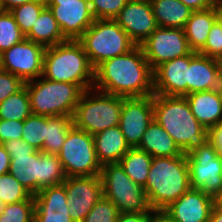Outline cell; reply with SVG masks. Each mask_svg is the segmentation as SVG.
Wrapping results in <instances>:
<instances>
[{"mask_svg": "<svg viewBox=\"0 0 222 222\" xmlns=\"http://www.w3.org/2000/svg\"><path fill=\"white\" fill-rule=\"evenodd\" d=\"M93 88L124 98L154 94L153 70L142 48L103 61L94 69Z\"/></svg>", "mask_w": 222, "mask_h": 222, "instance_id": "cell-1", "label": "cell"}, {"mask_svg": "<svg viewBox=\"0 0 222 222\" xmlns=\"http://www.w3.org/2000/svg\"><path fill=\"white\" fill-rule=\"evenodd\" d=\"M153 119L172 137L184 155L209 140V130L191 113L185 96L153 94Z\"/></svg>", "mask_w": 222, "mask_h": 222, "instance_id": "cell-2", "label": "cell"}, {"mask_svg": "<svg viewBox=\"0 0 222 222\" xmlns=\"http://www.w3.org/2000/svg\"><path fill=\"white\" fill-rule=\"evenodd\" d=\"M190 188L186 155L153 157L144 186L152 210H164Z\"/></svg>", "mask_w": 222, "mask_h": 222, "instance_id": "cell-3", "label": "cell"}, {"mask_svg": "<svg viewBox=\"0 0 222 222\" xmlns=\"http://www.w3.org/2000/svg\"><path fill=\"white\" fill-rule=\"evenodd\" d=\"M42 76L51 81L79 85L84 91L94 85V68L78 40L47 47Z\"/></svg>", "mask_w": 222, "mask_h": 222, "instance_id": "cell-4", "label": "cell"}, {"mask_svg": "<svg viewBox=\"0 0 222 222\" xmlns=\"http://www.w3.org/2000/svg\"><path fill=\"white\" fill-rule=\"evenodd\" d=\"M24 85L28 91L32 114L47 117H73L75 108L84 93L79 85L51 81L43 76L28 81Z\"/></svg>", "mask_w": 222, "mask_h": 222, "instance_id": "cell-5", "label": "cell"}, {"mask_svg": "<svg viewBox=\"0 0 222 222\" xmlns=\"http://www.w3.org/2000/svg\"><path fill=\"white\" fill-rule=\"evenodd\" d=\"M9 171L32 195L41 189L63 184L66 180L62 164L56 154L36 151L32 155H10Z\"/></svg>", "mask_w": 222, "mask_h": 222, "instance_id": "cell-6", "label": "cell"}, {"mask_svg": "<svg viewBox=\"0 0 222 222\" xmlns=\"http://www.w3.org/2000/svg\"><path fill=\"white\" fill-rule=\"evenodd\" d=\"M121 108L122 97L95 88L88 89L81 95L75 108L73 125L90 135H95L119 125Z\"/></svg>", "mask_w": 222, "mask_h": 222, "instance_id": "cell-7", "label": "cell"}, {"mask_svg": "<svg viewBox=\"0 0 222 222\" xmlns=\"http://www.w3.org/2000/svg\"><path fill=\"white\" fill-rule=\"evenodd\" d=\"M78 41L94 69L103 61L125 54L136 46L112 19H95Z\"/></svg>", "mask_w": 222, "mask_h": 222, "instance_id": "cell-8", "label": "cell"}, {"mask_svg": "<svg viewBox=\"0 0 222 222\" xmlns=\"http://www.w3.org/2000/svg\"><path fill=\"white\" fill-rule=\"evenodd\" d=\"M99 176L103 196L109 199L120 213H148L151 210L144 187L134 183L119 163L102 165Z\"/></svg>", "mask_w": 222, "mask_h": 222, "instance_id": "cell-9", "label": "cell"}, {"mask_svg": "<svg viewBox=\"0 0 222 222\" xmlns=\"http://www.w3.org/2000/svg\"><path fill=\"white\" fill-rule=\"evenodd\" d=\"M66 177L99 176L98 162L93 135L74 125L67 133L60 152L57 154Z\"/></svg>", "mask_w": 222, "mask_h": 222, "instance_id": "cell-10", "label": "cell"}, {"mask_svg": "<svg viewBox=\"0 0 222 222\" xmlns=\"http://www.w3.org/2000/svg\"><path fill=\"white\" fill-rule=\"evenodd\" d=\"M190 186L212 198L222 190V159L208 140L186 155Z\"/></svg>", "mask_w": 222, "mask_h": 222, "instance_id": "cell-11", "label": "cell"}, {"mask_svg": "<svg viewBox=\"0 0 222 222\" xmlns=\"http://www.w3.org/2000/svg\"><path fill=\"white\" fill-rule=\"evenodd\" d=\"M45 51L43 45L25 38L1 53L0 68L24 83L35 80L43 74Z\"/></svg>", "mask_w": 222, "mask_h": 222, "instance_id": "cell-12", "label": "cell"}, {"mask_svg": "<svg viewBox=\"0 0 222 222\" xmlns=\"http://www.w3.org/2000/svg\"><path fill=\"white\" fill-rule=\"evenodd\" d=\"M139 46L152 70L166 61L186 56L193 51L181 28L158 27Z\"/></svg>", "mask_w": 222, "mask_h": 222, "instance_id": "cell-13", "label": "cell"}, {"mask_svg": "<svg viewBox=\"0 0 222 222\" xmlns=\"http://www.w3.org/2000/svg\"><path fill=\"white\" fill-rule=\"evenodd\" d=\"M153 120V95L122 97L119 126L130 148H137Z\"/></svg>", "mask_w": 222, "mask_h": 222, "instance_id": "cell-14", "label": "cell"}, {"mask_svg": "<svg viewBox=\"0 0 222 222\" xmlns=\"http://www.w3.org/2000/svg\"><path fill=\"white\" fill-rule=\"evenodd\" d=\"M63 185L70 217L74 222H82L103 196L100 176L66 177Z\"/></svg>", "mask_w": 222, "mask_h": 222, "instance_id": "cell-15", "label": "cell"}, {"mask_svg": "<svg viewBox=\"0 0 222 222\" xmlns=\"http://www.w3.org/2000/svg\"><path fill=\"white\" fill-rule=\"evenodd\" d=\"M114 20L136 45L158 28L150 0H129Z\"/></svg>", "mask_w": 222, "mask_h": 222, "instance_id": "cell-16", "label": "cell"}, {"mask_svg": "<svg viewBox=\"0 0 222 222\" xmlns=\"http://www.w3.org/2000/svg\"><path fill=\"white\" fill-rule=\"evenodd\" d=\"M46 6L52 11L63 36L67 40H78L95 20L89 0L46 2Z\"/></svg>", "mask_w": 222, "mask_h": 222, "instance_id": "cell-17", "label": "cell"}, {"mask_svg": "<svg viewBox=\"0 0 222 222\" xmlns=\"http://www.w3.org/2000/svg\"><path fill=\"white\" fill-rule=\"evenodd\" d=\"M190 54L166 61L153 70L154 94L164 96H186L188 67L190 61L197 55Z\"/></svg>", "mask_w": 222, "mask_h": 222, "instance_id": "cell-18", "label": "cell"}, {"mask_svg": "<svg viewBox=\"0 0 222 222\" xmlns=\"http://www.w3.org/2000/svg\"><path fill=\"white\" fill-rule=\"evenodd\" d=\"M212 208L211 196L190 188L164 211L177 222H208Z\"/></svg>", "mask_w": 222, "mask_h": 222, "instance_id": "cell-19", "label": "cell"}, {"mask_svg": "<svg viewBox=\"0 0 222 222\" xmlns=\"http://www.w3.org/2000/svg\"><path fill=\"white\" fill-rule=\"evenodd\" d=\"M35 198L34 222H74L63 184L41 189Z\"/></svg>", "mask_w": 222, "mask_h": 222, "instance_id": "cell-20", "label": "cell"}, {"mask_svg": "<svg viewBox=\"0 0 222 222\" xmlns=\"http://www.w3.org/2000/svg\"><path fill=\"white\" fill-rule=\"evenodd\" d=\"M221 81L218 61L197 54L188 67L187 95L218 89Z\"/></svg>", "mask_w": 222, "mask_h": 222, "instance_id": "cell-21", "label": "cell"}, {"mask_svg": "<svg viewBox=\"0 0 222 222\" xmlns=\"http://www.w3.org/2000/svg\"><path fill=\"white\" fill-rule=\"evenodd\" d=\"M191 113L206 129L222 123V101L217 89L194 92L185 96Z\"/></svg>", "mask_w": 222, "mask_h": 222, "instance_id": "cell-22", "label": "cell"}, {"mask_svg": "<svg viewBox=\"0 0 222 222\" xmlns=\"http://www.w3.org/2000/svg\"><path fill=\"white\" fill-rule=\"evenodd\" d=\"M93 138L96 157L101 166L119 163L130 149L119 125L96 133Z\"/></svg>", "mask_w": 222, "mask_h": 222, "instance_id": "cell-23", "label": "cell"}, {"mask_svg": "<svg viewBox=\"0 0 222 222\" xmlns=\"http://www.w3.org/2000/svg\"><path fill=\"white\" fill-rule=\"evenodd\" d=\"M137 148L152 157H178L183 154L172 137L154 119L148 125Z\"/></svg>", "mask_w": 222, "mask_h": 222, "instance_id": "cell-24", "label": "cell"}, {"mask_svg": "<svg viewBox=\"0 0 222 222\" xmlns=\"http://www.w3.org/2000/svg\"><path fill=\"white\" fill-rule=\"evenodd\" d=\"M158 27L184 29L192 10L180 0H150Z\"/></svg>", "mask_w": 222, "mask_h": 222, "instance_id": "cell-25", "label": "cell"}, {"mask_svg": "<svg viewBox=\"0 0 222 222\" xmlns=\"http://www.w3.org/2000/svg\"><path fill=\"white\" fill-rule=\"evenodd\" d=\"M216 21V5L199 11H192L185 24L184 32L189 47L198 52L206 43L211 27Z\"/></svg>", "mask_w": 222, "mask_h": 222, "instance_id": "cell-26", "label": "cell"}, {"mask_svg": "<svg viewBox=\"0 0 222 222\" xmlns=\"http://www.w3.org/2000/svg\"><path fill=\"white\" fill-rule=\"evenodd\" d=\"M26 39L43 45L45 48L67 41L54 18L52 11L46 6L40 13Z\"/></svg>", "mask_w": 222, "mask_h": 222, "instance_id": "cell-27", "label": "cell"}, {"mask_svg": "<svg viewBox=\"0 0 222 222\" xmlns=\"http://www.w3.org/2000/svg\"><path fill=\"white\" fill-rule=\"evenodd\" d=\"M153 157L138 148H130L119 164L136 184L146 185Z\"/></svg>", "mask_w": 222, "mask_h": 222, "instance_id": "cell-28", "label": "cell"}, {"mask_svg": "<svg viewBox=\"0 0 222 222\" xmlns=\"http://www.w3.org/2000/svg\"><path fill=\"white\" fill-rule=\"evenodd\" d=\"M73 126V118L68 116H46V137L42 152L58 154L67 137V133Z\"/></svg>", "mask_w": 222, "mask_h": 222, "instance_id": "cell-29", "label": "cell"}, {"mask_svg": "<svg viewBox=\"0 0 222 222\" xmlns=\"http://www.w3.org/2000/svg\"><path fill=\"white\" fill-rule=\"evenodd\" d=\"M31 114V105L25 85L0 103L1 120L24 121Z\"/></svg>", "mask_w": 222, "mask_h": 222, "instance_id": "cell-30", "label": "cell"}, {"mask_svg": "<svg viewBox=\"0 0 222 222\" xmlns=\"http://www.w3.org/2000/svg\"><path fill=\"white\" fill-rule=\"evenodd\" d=\"M25 39L10 11H0V53Z\"/></svg>", "mask_w": 222, "mask_h": 222, "instance_id": "cell-31", "label": "cell"}, {"mask_svg": "<svg viewBox=\"0 0 222 222\" xmlns=\"http://www.w3.org/2000/svg\"><path fill=\"white\" fill-rule=\"evenodd\" d=\"M46 137V116L31 114L23 121L22 138L38 151L43 148Z\"/></svg>", "mask_w": 222, "mask_h": 222, "instance_id": "cell-32", "label": "cell"}, {"mask_svg": "<svg viewBox=\"0 0 222 222\" xmlns=\"http://www.w3.org/2000/svg\"><path fill=\"white\" fill-rule=\"evenodd\" d=\"M45 7L46 1H34L16 6L10 12L14 16L21 32L26 36Z\"/></svg>", "mask_w": 222, "mask_h": 222, "instance_id": "cell-33", "label": "cell"}, {"mask_svg": "<svg viewBox=\"0 0 222 222\" xmlns=\"http://www.w3.org/2000/svg\"><path fill=\"white\" fill-rule=\"evenodd\" d=\"M32 194L28 192L13 175L6 173L0 175V200L8 204L28 200Z\"/></svg>", "mask_w": 222, "mask_h": 222, "instance_id": "cell-34", "label": "cell"}, {"mask_svg": "<svg viewBox=\"0 0 222 222\" xmlns=\"http://www.w3.org/2000/svg\"><path fill=\"white\" fill-rule=\"evenodd\" d=\"M35 198L8 204L0 215V222H34Z\"/></svg>", "mask_w": 222, "mask_h": 222, "instance_id": "cell-35", "label": "cell"}, {"mask_svg": "<svg viewBox=\"0 0 222 222\" xmlns=\"http://www.w3.org/2000/svg\"><path fill=\"white\" fill-rule=\"evenodd\" d=\"M119 214L118 208L102 196L82 222H116Z\"/></svg>", "mask_w": 222, "mask_h": 222, "instance_id": "cell-36", "label": "cell"}, {"mask_svg": "<svg viewBox=\"0 0 222 222\" xmlns=\"http://www.w3.org/2000/svg\"><path fill=\"white\" fill-rule=\"evenodd\" d=\"M129 0H89L90 9L95 19L114 20Z\"/></svg>", "mask_w": 222, "mask_h": 222, "instance_id": "cell-37", "label": "cell"}, {"mask_svg": "<svg viewBox=\"0 0 222 222\" xmlns=\"http://www.w3.org/2000/svg\"><path fill=\"white\" fill-rule=\"evenodd\" d=\"M197 53L216 60L222 57V27L217 20L209 31L205 45Z\"/></svg>", "mask_w": 222, "mask_h": 222, "instance_id": "cell-38", "label": "cell"}, {"mask_svg": "<svg viewBox=\"0 0 222 222\" xmlns=\"http://www.w3.org/2000/svg\"><path fill=\"white\" fill-rule=\"evenodd\" d=\"M24 84L20 78L0 68V103L19 91Z\"/></svg>", "mask_w": 222, "mask_h": 222, "instance_id": "cell-39", "label": "cell"}, {"mask_svg": "<svg viewBox=\"0 0 222 222\" xmlns=\"http://www.w3.org/2000/svg\"><path fill=\"white\" fill-rule=\"evenodd\" d=\"M23 121L0 119V144L22 138Z\"/></svg>", "mask_w": 222, "mask_h": 222, "instance_id": "cell-40", "label": "cell"}, {"mask_svg": "<svg viewBox=\"0 0 222 222\" xmlns=\"http://www.w3.org/2000/svg\"><path fill=\"white\" fill-rule=\"evenodd\" d=\"M3 146L5 147L6 152L9 155H15V154L32 155L37 151V149L29 145L23 139L9 140L6 143H4Z\"/></svg>", "mask_w": 222, "mask_h": 222, "instance_id": "cell-41", "label": "cell"}, {"mask_svg": "<svg viewBox=\"0 0 222 222\" xmlns=\"http://www.w3.org/2000/svg\"><path fill=\"white\" fill-rule=\"evenodd\" d=\"M152 209L148 213H120L116 222H150Z\"/></svg>", "mask_w": 222, "mask_h": 222, "instance_id": "cell-42", "label": "cell"}, {"mask_svg": "<svg viewBox=\"0 0 222 222\" xmlns=\"http://www.w3.org/2000/svg\"><path fill=\"white\" fill-rule=\"evenodd\" d=\"M209 140L215 146L218 156L222 159V123L209 130Z\"/></svg>", "mask_w": 222, "mask_h": 222, "instance_id": "cell-43", "label": "cell"}, {"mask_svg": "<svg viewBox=\"0 0 222 222\" xmlns=\"http://www.w3.org/2000/svg\"><path fill=\"white\" fill-rule=\"evenodd\" d=\"M192 11H199L211 8L216 5L217 0H180Z\"/></svg>", "mask_w": 222, "mask_h": 222, "instance_id": "cell-44", "label": "cell"}, {"mask_svg": "<svg viewBox=\"0 0 222 222\" xmlns=\"http://www.w3.org/2000/svg\"><path fill=\"white\" fill-rule=\"evenodd\" d=\"M10 162V155L6 152L3 144H0V175L8 173Z\"/></svg>", "mask_w": 222, "mask_h": 222, "instance_id": "cell-45", "label": "cell"}, {"mask_svg": "<svg viewBox=\"0 0 222 222\" xmlns=\"http://www.w3.org/2000/svg\"><path fill=\"white\" fill-rule=\"evenodd\" d=\"M34 1H45V0H0V7L1 10L3 11H11L16 6Z\"/></svg>", "mask_w": 222, "mask_h": 222, "instance_id": "cell-46", "label": "cell"}, {"mask_svg": "<svg viewBox=\"0 0 222 222\" xmlns=\"http://www.w3.org/2000/svg\"><path fill=\"white\" fill-rule=\"evenodd\" d=\"M150 222H177L164 210H152Z\"/></svg>", "mask_w": 222, "mask_h": 222, "instance_id": "cell-47", "label": "cell"}, {"mask_svg": "<svg viewBox=\"0 0 222 222\" xmlns=\"http://www.w3.org/2000/svg\"><path fill=\"white\" fill-rule=\"evenodd\" d=\"M213 207L217 210L222 212V190L217 193L213 198Z\"/></svg>", "mask_w": 222, "mask_h": 222, "instance_id": "cell-48", "label": "cell"}, {"mask_svg": "<svg viewBox=\"0 0 222 222\" xmlns=\"http://www.w3.org/2000/svg\"><path fill=\"white\" fill-rule=\"evenodd\" d=\"M208 222H222V212L213 207Z\"/></svg>", "mask_w": 222, "mask_h": 222, "instance_id": "cell-49", "label": "cell"}, {"mask_svg": "<svg viewBox=\"0 0 222 222\" xmlns=\"http://www.w3.org/2000/svg\"><path fill=\"white\" fill-rule=\"evenodd\" d=\"M216 20L222 27V0H217L216 3Z\"/></svg>", "mask_w": 222, "mask_h": 222, "instance_id": "cell-50", "label": "cell"}, {"mask_svg": "<svg viewBox=\"0 0 222 222\" xmlns=\"http://www.w3.org/2000/svg\"><path fill=\"white\" fill-rule=\"evenodd\" d=\"M46 2H77V0H45Z\"/></svg>", "mask_w": 222, "mask_h": 222, "instance_id": "cell-51", "label": "cell"}, {"mask_svg": "<svg viewBox=\"0 0 222 222\" xmlns=\"http://www.w3.org/2000/svg\"><path fill=\"white\" fill-rule=\"evenodd\" d=\"M217 61H218V65H219V71H220V74L222 77V57H220Z\"/></svg>", "mask_w": 222, "mask_h": 222, "instance_id": "cell-52", "label": "cell"}, {"mask_svg": "<svg viewBox=\"0 0 222 222\" xmlns=\"http://www.w3.org/2000/svg\"><path fill=\"white\" fill-rule=\"evenodd\" d=\"M217 90H218V92H219V94H220L221 101H222V77H221L220 85H219V87H218Z\"/></svg>", "mask_w": 222, "mask_h": 222, "instance_id": "cell-53", "label": "cell"}, {"mask_svg": "<svg viewBox=\"0 0 222 222\" xmlns=\"http://www.w3.org/2000/svg\"><path fill=\"white\" fill-rule=\"evenodd\" d=\"M5 206H6V204H5V203H3V202L0 200V215H1V214H2V212L4 211Z\"/></svg>", "mask_w": 222, "mask_h": 222, "instance_id": "cell-54", "label": "cell"}]
</instances>
